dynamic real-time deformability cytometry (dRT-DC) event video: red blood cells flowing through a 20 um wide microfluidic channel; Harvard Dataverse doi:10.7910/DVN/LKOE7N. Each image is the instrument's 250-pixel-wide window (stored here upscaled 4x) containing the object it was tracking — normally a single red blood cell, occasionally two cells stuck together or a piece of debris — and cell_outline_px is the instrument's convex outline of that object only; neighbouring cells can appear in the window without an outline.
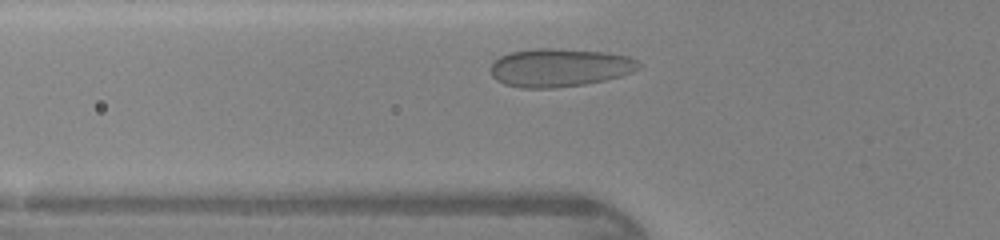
{"species": "human", "species_latin": "Homo sapiens", "temperature_condition": "warm", "stored_images_in_passage": 25, "camera_frame_rate_fps": 3000, "um_per_image_px": 0.085, "donor": {"sex": "female"}, "frame": {"image": 1, "passage_image": 4, "time_ms": 1.0, "image_size_px": [1000, 240], "cell_outline_px": [[644, 64], [640, 68], [632, 72], [620, 76], [604, 80], [584, 84], [556, 88], [520, 88], [504, 84], [496, 80], [492, 76], [492, 64], [500, 56], [508, 52], [536, 48], [548, 48], [604, 52], [628, 56]], "centroid_in_image_um": [47.57, 5.75], "position_along_channel_um": 78.2, "area_um2": 33.06}}
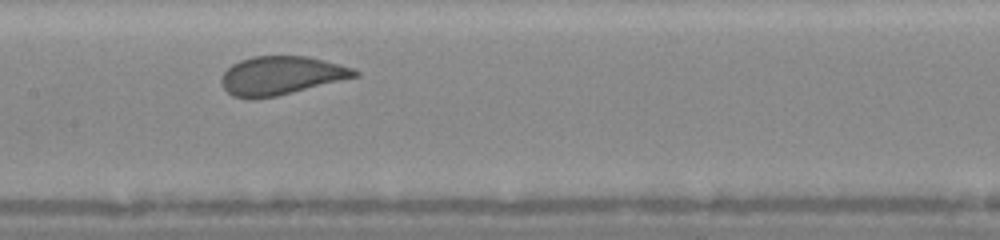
{"frame": {"image": 2, "passage_image": 11, "time_ms": 3.333, "image_size_px": [1000, 240], "cell_outline_px": [[360, 76], [276, 96], [252, 100], [232, 96], [224, 88], [220, 80], [224, 72], [232, 64], [240, 60], [252, 56], [308, 56], [324, 60], [352, 68], [360, 72]], "centroid_in_image_um": [23.88, 6.43], "position_along_channel_um": 183.5, "area_um2": 30.0}}
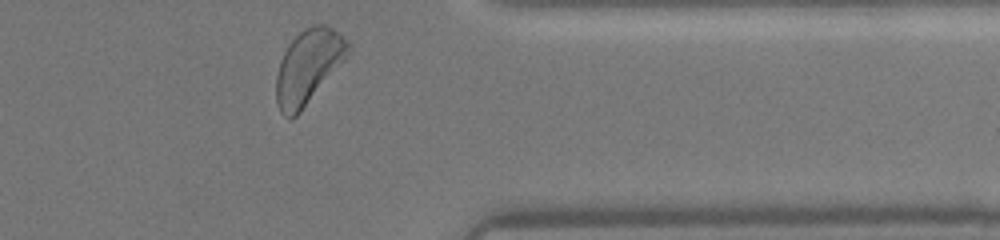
{"frame": {"image": 3, "passage_image": 25, "time_ms": 8.0, "image_size_px": [1000, 240], "cell_outline_px": [[352, 48], [348, 56], [300, 112], [292, 120], [284, 116], [280, 112], [276, 100], [276, 76], [280, 60], [288, 44], [304, 28], [312, 24], [324, 24], [332, 28], [348, 40], [352, 44]], "centroid_in_image_um": [26.21, 5.65], "position_along_channel_um": 385.2, "area_um2": 31.15}}